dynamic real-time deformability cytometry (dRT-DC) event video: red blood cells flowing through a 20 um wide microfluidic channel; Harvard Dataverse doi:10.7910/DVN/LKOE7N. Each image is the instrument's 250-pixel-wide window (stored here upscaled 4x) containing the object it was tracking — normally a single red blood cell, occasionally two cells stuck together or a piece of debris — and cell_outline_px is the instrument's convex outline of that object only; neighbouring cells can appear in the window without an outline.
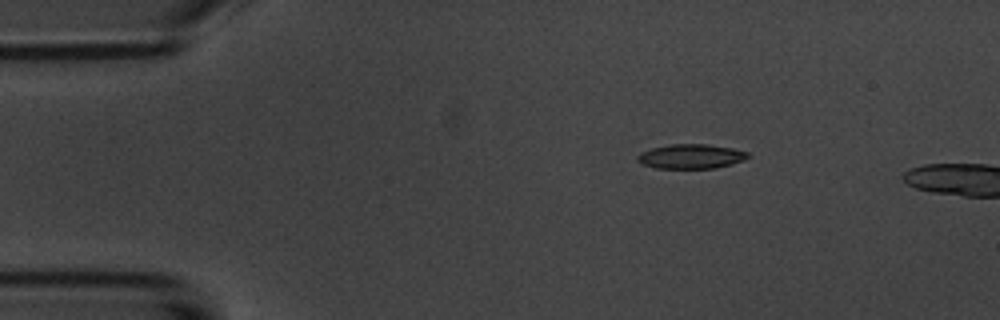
{"species": "common noctule bat (a hibernating species)", "species_latin": "Nyctalus noctula", "temperature_condition": "room temperature", "stored_images_in_passage": 2, "camera_frame_rate_fps": 3000, "um_per_image_px": 0.085, "animal": {"sex": "male", "body_mass_g": 20.1, "forearm_length_mm": 53.5}, "frame": {"image": 1, "passage_image": 1, "time_ms": 0.0, "image_size_px": [1000, 320], "cell_outline_px": [[748, 156], [744, 160], [732, 164], [716, 168], [656, 168], [640, 164], [636, 160], [636, 156], [640, 152], [652, 148], [668, 144], [708, 144], [732, 148], [748, 152]], "centroid_in_image_um": [58.69, 13.29], "position_along_channel_um": 26.3, "area_um2": 15.9}}